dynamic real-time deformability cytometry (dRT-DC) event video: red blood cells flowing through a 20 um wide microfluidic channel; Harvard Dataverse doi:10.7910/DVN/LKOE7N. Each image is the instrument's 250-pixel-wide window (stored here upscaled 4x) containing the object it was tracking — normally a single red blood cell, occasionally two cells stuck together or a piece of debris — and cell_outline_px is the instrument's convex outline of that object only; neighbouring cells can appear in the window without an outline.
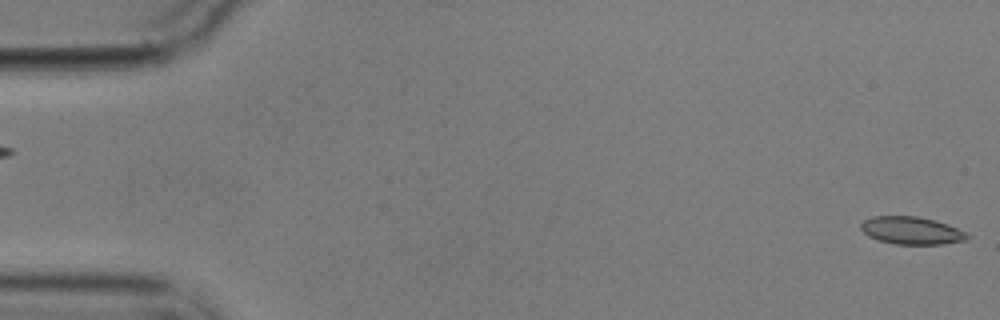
{"species": "common noctule bat (a hibernating species)", "species_latin": "Nyctalus noctula", "temperature_condition": "cold", "stored_images_in_passage": 5, "segment_of_instrument_passage": [2, 2], "camera_frame_rate_fps": 3000, "um_per_image_px": 0.085, "animal": {"sex": "male", "body_mass_g": 17.9}, "frame": {"image": 1, "passage_image": 5, "time_ms": 4.667, "image_size_px": [1000, 320], "cell_outline_px": [[972, 236], [968, 240], [944, 244], [896, 244], [880, 240], [868, 236], [860, 228], [860, 224], [864, 220], [872, 216], [916, 216], [936, 220], [948, 224]], "centroid_in_image_um": [77.5, 19.59], "position_along_channel_um": 7.5, "area_um2": 17.17}}